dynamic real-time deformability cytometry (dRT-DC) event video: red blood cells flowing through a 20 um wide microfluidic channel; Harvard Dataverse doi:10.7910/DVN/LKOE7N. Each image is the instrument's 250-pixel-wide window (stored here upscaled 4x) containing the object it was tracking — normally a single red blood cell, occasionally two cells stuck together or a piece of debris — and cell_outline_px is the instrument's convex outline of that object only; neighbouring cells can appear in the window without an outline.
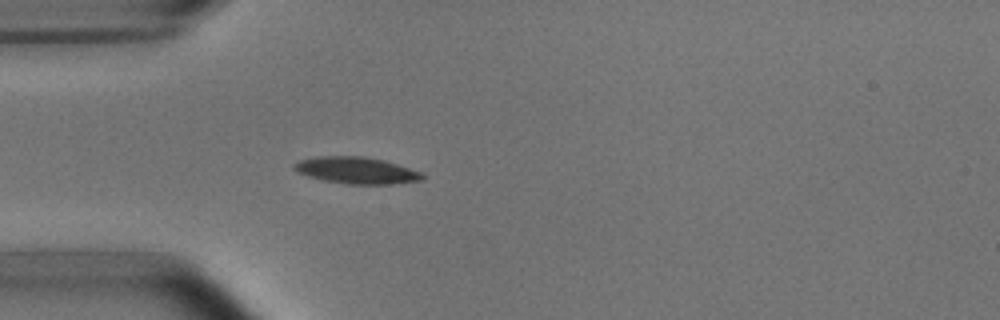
{"species": "common noctule bat (a hibernating species)", "species_latin": "Nyctalus noctula", "temperature_condition": "room temperature", "stored_images_in_passage": 5, "camera_frame_rate_fps": 3000, "um_per_image_px": 0.085, "animal": {"sex": "male", "body_mass_g": 15.6}, "frame": {"image": 1, "passage_image": 5, "time_ms": 4.667, "image_size_px": [1000, 320], "cell_outline_px": [[424, 180], [392, 184], [348, 184], [320, 180], [296, 172], [292, 168], [292, 164], [300, 160], [316, 156], [364, 156], [384, 160], [420, 172], [424, 176]], "centroid_in_image_um": [30.24, 14.48], "position_along_channel_um": 54.8, "area_um2": 20.06}}